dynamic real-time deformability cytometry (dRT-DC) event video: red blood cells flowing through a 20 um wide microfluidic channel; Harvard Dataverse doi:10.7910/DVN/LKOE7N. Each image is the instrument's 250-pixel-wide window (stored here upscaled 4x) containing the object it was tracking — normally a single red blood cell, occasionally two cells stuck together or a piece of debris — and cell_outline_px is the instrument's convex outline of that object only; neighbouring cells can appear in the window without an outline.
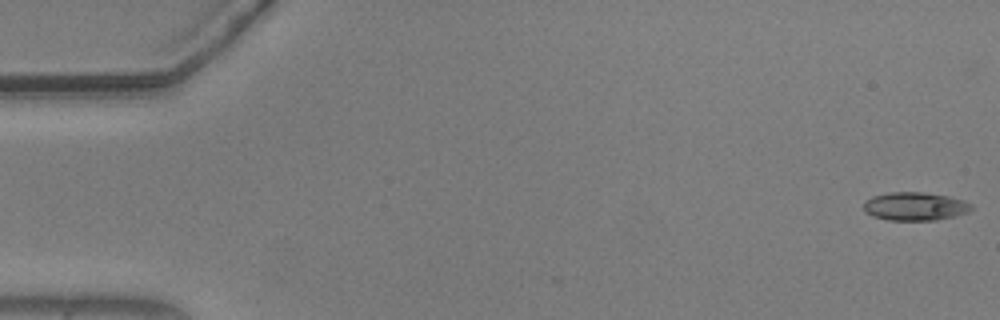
{"species": "common noctule bat (a hibernating species)", "species_latin": "Nyctalus noctula", "temperature_condition": "warm", "stored_images_in_passage": 6, "camera_frame_rate_fps": 3000, "um_per_image_px": 0.085, "animal": {"sex": "male", "body_mass_g": 20.5, "forearm_length_mm": 52.5}, "frame": {"image": 1, "passage_image": 1, "time_ms": 0.0, "image_size_px": [1000, 320], "cell_outline_px": [[972, 208], [968, 212], [956, 216], [936, 220], [888, 220], [872, 216], [864, 212], [864, 204], [872, 196], [888, 192], [924, 192], [948, 196], [964, 200], [972, 204]], "centroid_in_image_um": [77.79, 17.54], "position_along_channel_um": 7.2, "area_um2": 17.86}}